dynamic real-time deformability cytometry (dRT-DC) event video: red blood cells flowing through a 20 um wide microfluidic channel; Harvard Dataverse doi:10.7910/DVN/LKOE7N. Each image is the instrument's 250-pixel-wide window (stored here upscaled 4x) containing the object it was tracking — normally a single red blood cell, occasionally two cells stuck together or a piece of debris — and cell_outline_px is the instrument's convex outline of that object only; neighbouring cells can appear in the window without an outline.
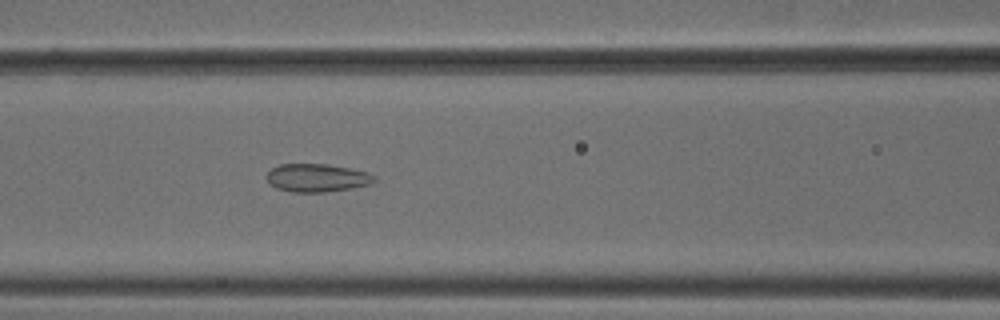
{"species": "common noctule bat (a hibernating species)", "species_latin": "Nyctalus noctula", "temperature_condition": "cold", "stored_images_in_passage": 42, "camera_frame_rate_fps": 3000, "um_per_image_px": 0.085, "animal": {"sex": "male", "body_mass_g": 18.8}, "frame": {"image": 1, "passage_image": 13, "time_ms": 4.0, "image_size_px": [1000, 320], "cell_outline_px": [[376, 180], [368, 184], [352, 188], [324, 192], [292, 192], [276, 188], [268, 180], [268, 172], [272, 168], [280, 164], [328, 164], [368, 172], [376, 176]], "centroid_in_image_um": [26.96, 15.11], "position_along_channel_um": 139.6, "area_um2": 17.46}}
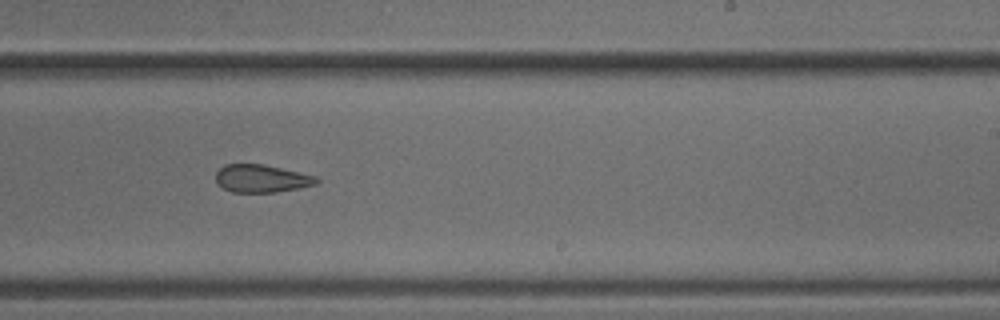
{"frame": {"image": 2, "passage_image": 23, "time_ms": 7.333, "image_size_px": [1000, 320], "cell_outline_px": [[320, 180], [316, 184], [300, 188], [276, 192], [232, 192], [216, 184], [216, 172], [224, 164], [264, 164], [316, 176]], "centroid_in_image_um": [22.22, 15.17], "position_along_channel_um": 266.8, "area_um2": 16.36}}
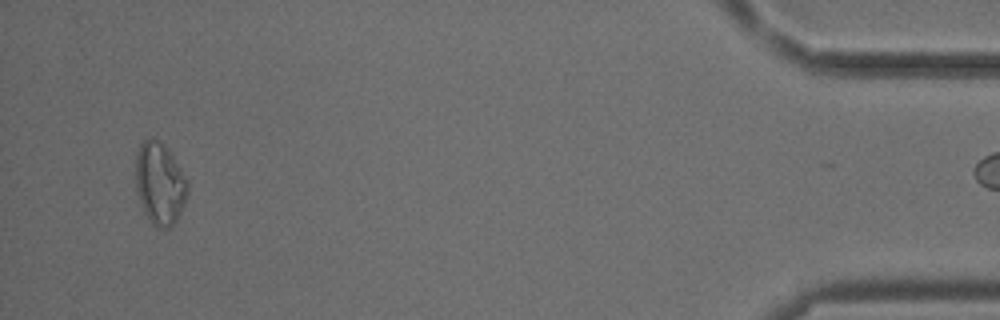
{"frame": {"image": 3, "passage_image": 41, "time_ms": 13.333, "image_size_px": [1000, 320], "cell_outline_px": [[188, 192], [184, 204], [176, 220], [168, 228], [156, 228], [152, 224], [144, 212], [136, 192], [136, 152], [140, 144], [144, 140], [156, 140], [164, 144], [168, 148], [188, 180]], "centroid_in_image_um": [13.58, 15.61], "position_along_channel_um": 421.6, "area_um2": 24.85}}